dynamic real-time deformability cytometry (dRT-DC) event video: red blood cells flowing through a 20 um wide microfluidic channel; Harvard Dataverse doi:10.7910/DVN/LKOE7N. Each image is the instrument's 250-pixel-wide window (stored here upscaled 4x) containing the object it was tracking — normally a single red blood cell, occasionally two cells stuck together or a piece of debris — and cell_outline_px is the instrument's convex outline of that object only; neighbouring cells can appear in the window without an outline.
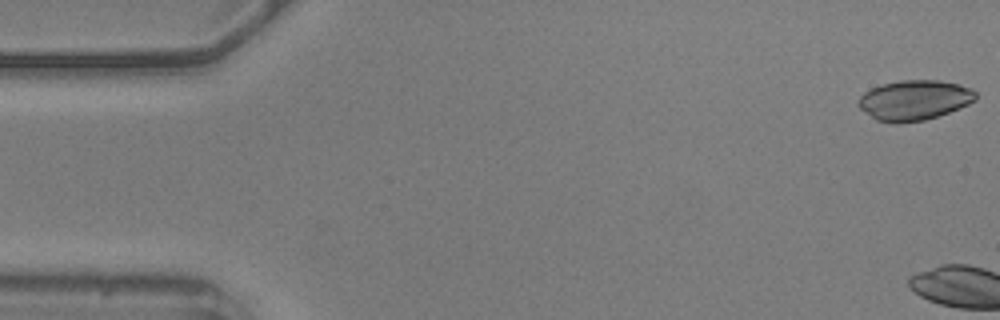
{"species": "common noctule bat (a hibernating species)", "species_latin": "Nyctalus noctula", "temperature_condition": "warm", "stored_images_in_passage": 4, "camera_frame_rate_fps": 3000, "um_per_image_px": 0.085, "animal": {"sex": "male", "body_mass_g": 20.5, "forearm_length_mm": 52.5}, "frame": {"image": 1, "passage_image": 1, "time_ms": 0.0, "image_size_px": [1000, 320], "cell_outline_px": [[976, 100], [960, 108], [924, 120], [896, 124], [876, 120], [860, 108], [856, 104], [860, 96], [864, 92], [872, 88], [884, 84], [900, 80], [940, 80], [960, 84], [972, 88], [976, 92]], "centroid_in_image_um": [77.72, 8.51], "position_along_channel_um": 7.3, "area_um2": 27.46}}